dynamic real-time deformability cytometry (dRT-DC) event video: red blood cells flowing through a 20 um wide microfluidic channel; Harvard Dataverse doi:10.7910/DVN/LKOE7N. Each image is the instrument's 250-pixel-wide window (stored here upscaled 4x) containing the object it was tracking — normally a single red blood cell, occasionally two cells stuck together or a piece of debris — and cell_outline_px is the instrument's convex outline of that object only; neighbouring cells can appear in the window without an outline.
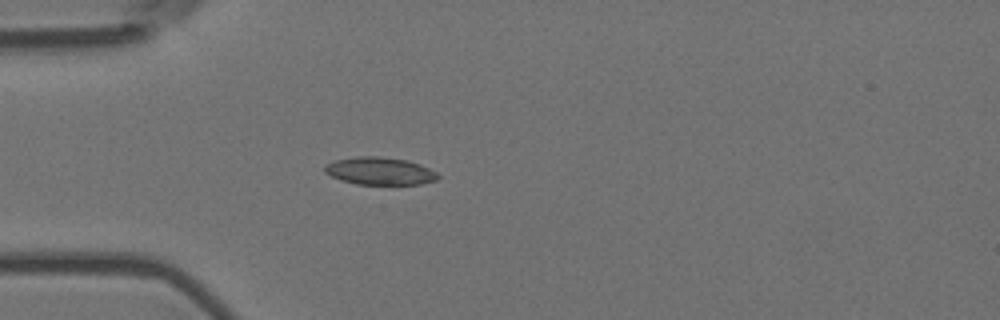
{"species": "Egyptian fruit bat (a non-hibernating species)", "species_latin": "Rousettus aegyptiacus", "temperature_condition": "room temperature", "stored_images_in_passage": 55, "camera_frame_rate_fps": 3000, "um_per_image_px": 0.085, "animal": {"sex": "female"}, "frame": {"image": 1, "passage_image": 15, "time_ms": 4.667, "image_size_px": [1000, 320], "cell_outline_px": [[440, 176], [436, 180], [420, 184], [356, 184], [340, 180], [324, 172], [324, 164], [336, 160], [356, 156], [380, 156], [408, 160], [420, 164], [436, 172]], "centroid_in_image_um": [32.26, 14.53], "position_along_channel_um": 52.7, "area_um2": 18.26}}
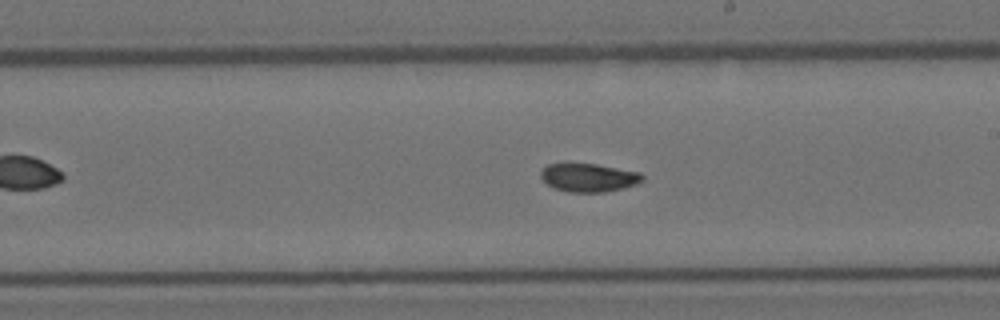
{"frame": {"image": 2, "passage_image": 31, "time_ms": 10.0, "image_size_px": [1000, 320], "cell_outline_px": [[644, 180], [636, 184], [604, 192], [568, 192], [556, 188], [548, 184], [540, 176], [540, 172], [548, 164], [568, 160], [596, 164], [640, 172], [644, 176]], "centroid_in_image_um": [50.0, 15.04], "position_along_channel_um": 239.0, "area_um2": 17.22}}
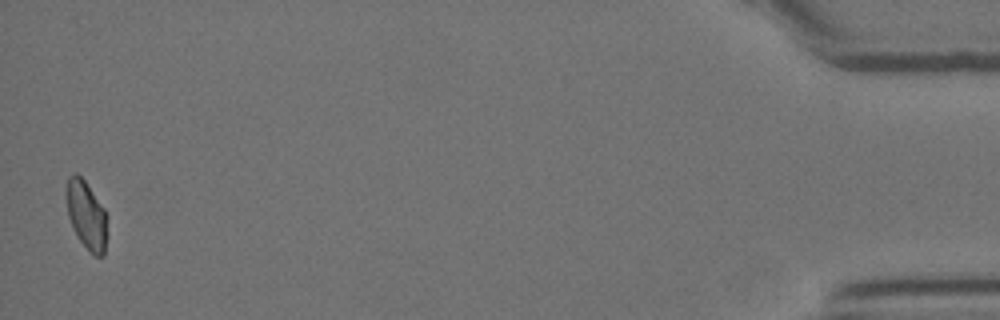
{"frame": {"image": 3, "passage_image": 54, "time_ms": 17.667, "image_size_px": [1000, 320], "cell_outline_px": [[108, 236], [104, 256], [96, 256], [88, 252], [72, 228], [68, 216], [64, 192], [64, 188], [68, 176], [76, 172], [84, 180], [104, 208]], "centroid_in_image_um": [7.32, 18.29], "position_along_channel_um": 427.9, "area_um2": 16.7}, "authors_computed_cell_mechanics": {"area_um2": 17.3978, "velocity_mm_per_s": 3.6501, "shape_relaxation_time_tau1_ms": null, "shape_relaxation_time_tau2_ms": 3.1472, "deformation_change_tau1": null, "deformation_change_tau2": 0.0686}}